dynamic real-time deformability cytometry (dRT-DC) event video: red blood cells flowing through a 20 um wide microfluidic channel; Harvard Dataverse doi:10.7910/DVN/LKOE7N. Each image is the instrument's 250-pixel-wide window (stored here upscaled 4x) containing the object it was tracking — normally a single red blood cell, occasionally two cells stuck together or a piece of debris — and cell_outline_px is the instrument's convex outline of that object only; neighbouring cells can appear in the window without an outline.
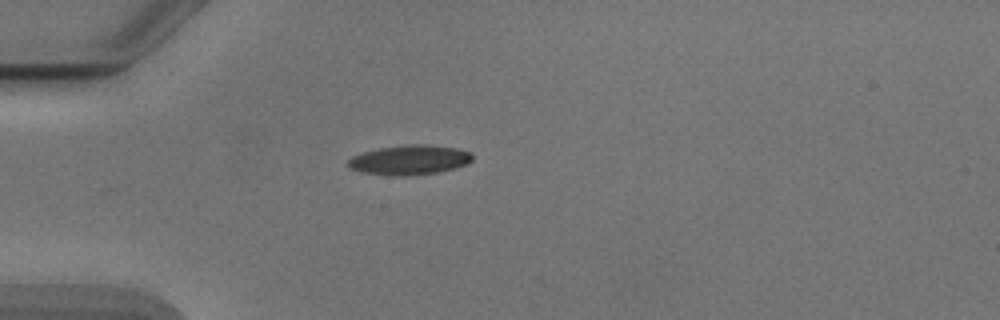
{"species": "Egyptian fruit bat (a non-hibernating species)", "species_latin": "Rousettus aegyptiacus", "temperature_condition": "cold", "stored_images_in_passage": 27, "camera_frame_rate_fps": 3000, "um_per_image_px": 0.085, "animal": {"sex": "male"}, "frame": {"image": 1, "passage_image": 1, "time_ms": 0.0, "image_size_px": [1000, 320], "cell_outline_px": [[472, 160], [468, 164], [456, 168], [440, 172], [408, 176], [396, 176], [360, 172], [348, 168], [344, 164], [352, 156], [364, 152], [380, 148], [408, 144], [428, 144], [456, 148], [472, 152]], "centroid_in_image_um": [34.81, 13.6], "position_along_channel_um": 50.2, "area_um2": 21.85}}
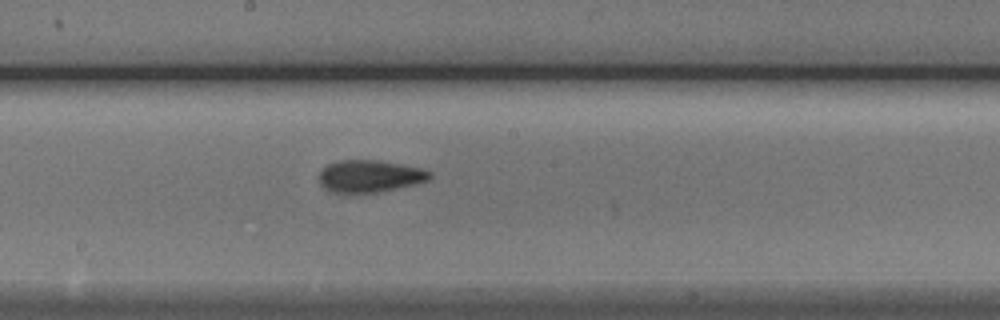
{"frame": {"image": 2, "passage_image": 15, "time_ms": 4.667, "image_size_px": [1000, 320], "cell_outline_px": [[432, 176], [428, 180], [416, 184], [380, 192], [332, 192], [324, 188], [320, 184], [320, 172], [328, 164], [340, 160], [376, 160], [400, 164], [420, 168], [432, 172]], "centroid_in_image_um": [31.45, 14.97], "position_along_channel_um": 216.8, "area_um2": 20.58}}
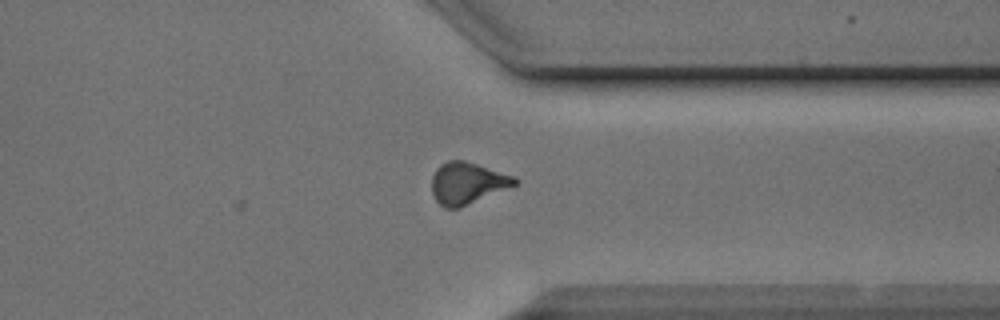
{"frame": {"image": 3, "passage_image": 27, "time_ms": 8.667, "image_size_px": [1000, 320], "cell_outline_px": [[520, 180], [516, 184], [460, 208], [444, 208], [432, 196], [432, 176], [436, 168], [440, 164], [448, 160], [464, 160], [516, 176]], "centroid_in_image_um": [39.71, 15.56], "position_along_channel_um": 371.7, "area_um2": 20.23}, "authors_computed_cell_mechanics": {"area_um2": 20.6924, "velocity_mm_per_s": 3.891, "shape_relaxation_time_tau1_ms": 3.9136, "shape_relaxation_time_tau2_ms": 1.8814, "deformation_change_tau1": 0.1437, "deformation_change_tau2": 0.083}}